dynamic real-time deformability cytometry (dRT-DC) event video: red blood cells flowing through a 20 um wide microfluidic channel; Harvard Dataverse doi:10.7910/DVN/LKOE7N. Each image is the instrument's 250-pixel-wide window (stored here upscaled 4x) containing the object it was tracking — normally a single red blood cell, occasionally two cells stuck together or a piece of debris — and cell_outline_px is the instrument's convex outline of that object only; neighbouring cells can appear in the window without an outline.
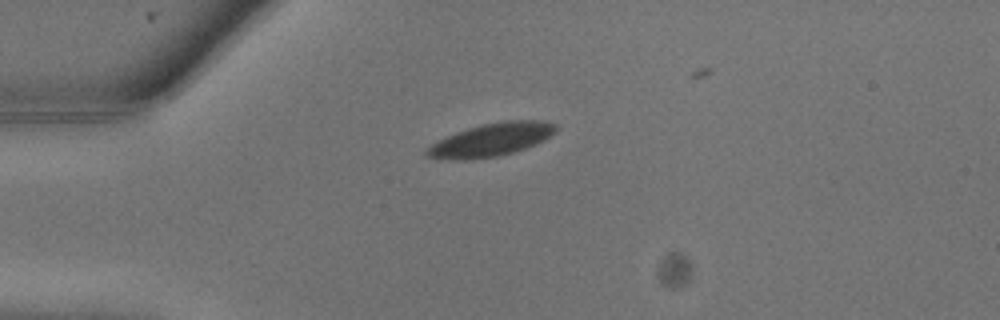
{"species": "common noctule bat (a hibernating species)", "species_latin": "Nyctalus noctula", "temperature_condition": "warm", "stored_images_in_passage": 5, "camera_frame_rate_fps": 3000, "um_per_image_px": 0.085, "animal": {"sex": "male", "body_mass_g": 13.3}, "frame": {"image": 1, "passage_image": 1, "time_ms": 0.0, "image_size_px": [1000, 320], "cell_outline_px": [[556, 132], [544, 140], [524, 148], [512, 152], [496, 156], [464, 160], [428, 156], [424, 152], [432, 144], [456, 132], [468, 128], [484, 124], [504, 120], [544, 120], [556, 124]], "centroid_in_image_um": [41.82, 11.85], "position_along_channel_um": 43.2, "area_um2": 24.28}}